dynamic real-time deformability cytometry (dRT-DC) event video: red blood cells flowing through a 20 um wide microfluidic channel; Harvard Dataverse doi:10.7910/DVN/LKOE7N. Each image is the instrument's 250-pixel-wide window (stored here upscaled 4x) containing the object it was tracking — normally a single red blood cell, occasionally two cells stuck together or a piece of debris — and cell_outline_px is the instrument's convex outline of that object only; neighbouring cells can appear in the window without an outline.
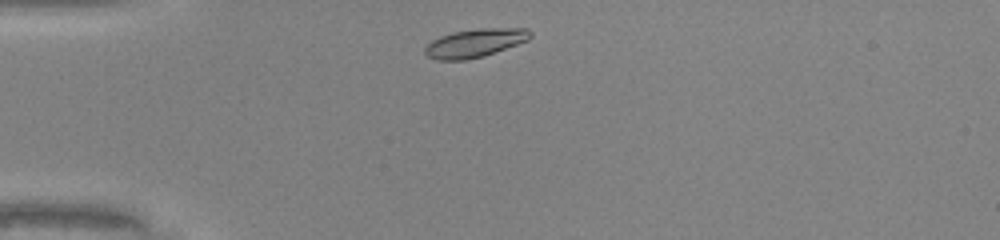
{"species": "common noctule bat (a hibernating species)", "species_latin": "Nyctalus noctula", "temperature_condition": "warm", "stored_images_in_passage": 30, "camera_frame_rate_fps": 3000, "um_per_image_px": 0.085, "animal": {"sex": "male", "body_mass_g": 20.0, "forearm_length_mm": 53.3}, "frame": {"image": 1, "passage_image": 2, "time_ms": 0.333, "image_size_px": [1000, 240], "cell_outline_px": [[532, 36], [528, 40], [484, 56], [464, 60], [436, 60], [428, 56], [424, 52], [424, 48], [432, 40], [440, 36], [452, 32], [476, 28], [528, 28], [532, 32]], "centroid_in_image_um": [40.37, 3.64], "position_along_channel_um": 44.6, "area_um2": 17.51}}
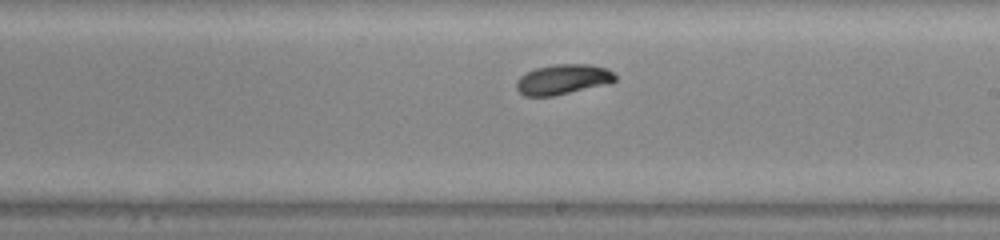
{"frame": {"image": 2, "passage_image": 18, "time_ms": 5.667, "image_size_px": [1000, 240], "cell_outline_px": [[616, 80], [552, 96], [524, 96], [516, 88], [516, 80], [520, 76], [536, 68], [552, 64], [592, 64], [608, 68], [616, 76]], "centroid_in_image_um": [47.79, 6.72], "position_along_channel_um": 241.2, "area_um2": 16.94}}
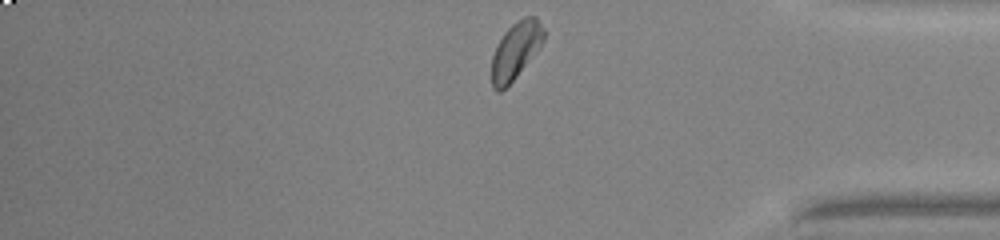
{"frame": {"image": 3, "passage_image": 30, "time_ms": 9.667, "image_size_px": [1000, 240], "cell_outline_px": [[544, 40], [540, 48], [516, 76], [500, 92], [496, 92], [492, 88], [492, 56], [496, 44], [504, 32], [516, 20], [524, 16], [536, 16], [544, 28]], "centroid_in_image_um": [43.83, 4.26], "position_along_channel_um": 391.4, "area_um2": 17.4}, "authors_computed_cell_mechanics": {"area_um2": 17.0799, "velocity_mm_per_s": 4.2122, "shape_relaxation_time_tau1_ms": 2.0553, "shape_relaxation_time_tau2_ms": null, "deformation_change_tau1": 0.1127, "deformation_change_tau2": null}}